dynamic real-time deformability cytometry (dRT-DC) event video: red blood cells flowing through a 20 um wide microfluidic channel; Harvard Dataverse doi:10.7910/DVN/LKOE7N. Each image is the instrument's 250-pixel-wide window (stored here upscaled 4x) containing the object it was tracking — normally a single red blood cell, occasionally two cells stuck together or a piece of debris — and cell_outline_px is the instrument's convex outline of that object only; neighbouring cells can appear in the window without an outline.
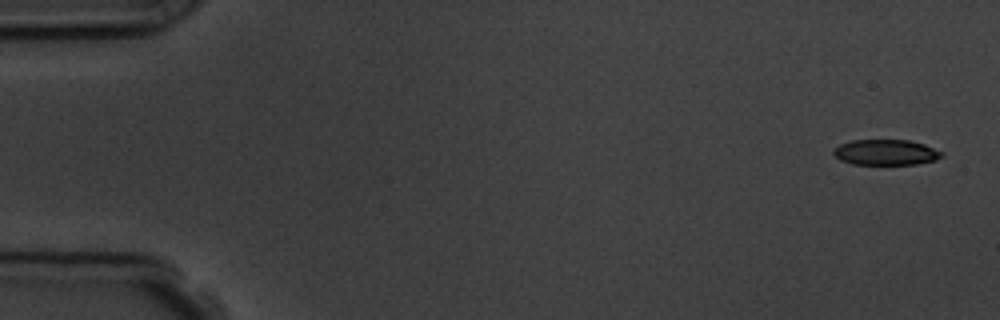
{"species": "common noctule bat (a hibernating species)", "species_latin": "Nyctalus noctula", "temperature_condition": "room temperature", "stored_images_in_passage": 6, "segment_of_instrument_passage": [1, 2], "camera_frame_rate_fps": 3000, "um_per_image_px": 0.085, "animal": {"sex": "male", "body_mass_g": 19.5, "forearm_length_mm": 54.6}, "frame": {"image": 1, "passage_image": 1, "time_ms": 0.0, "image_size_px": [1000, 320], "cell_outline_px": [[944, 156], [936, 160], [916, 164], [852, 164], [840, 160], [832, 152], [832, 148], [840, 144], [852, 140], [908, 140], [924, 144], [944, 152]], "centroid_in_image_um": [75.3, 12.94], "position_along_channel_um": 9.7, "area_um2": 16.24}}
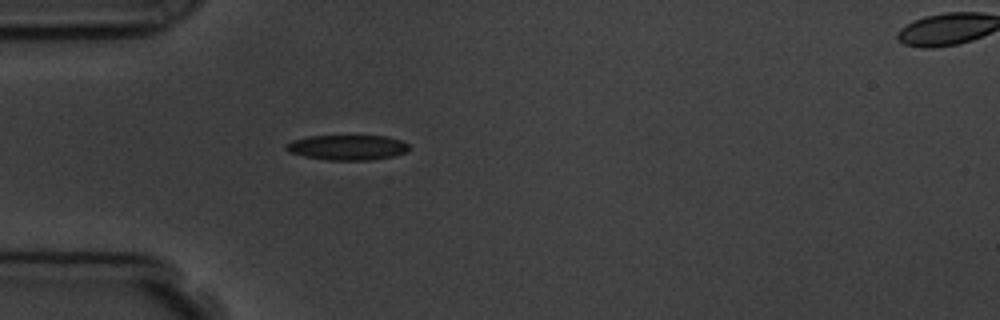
{"frame": {"image": 2, "passage_image": 5, "time_ms": 4.667, "image_size_px": [1000, 320], "cell_outline_px": [[412, 148], [408, 152], [396, 156], [372, 160], [324, 160], [304, 156], [288, 152], [284, 148], [284, 144], [292, 140], [308, 136], [384, 136], [400, 140], [408, 144]], "centroid_in_image_um": [29.53, 12.54], "position_along_channel_um": 55.5, "area_um2": 18.32}}